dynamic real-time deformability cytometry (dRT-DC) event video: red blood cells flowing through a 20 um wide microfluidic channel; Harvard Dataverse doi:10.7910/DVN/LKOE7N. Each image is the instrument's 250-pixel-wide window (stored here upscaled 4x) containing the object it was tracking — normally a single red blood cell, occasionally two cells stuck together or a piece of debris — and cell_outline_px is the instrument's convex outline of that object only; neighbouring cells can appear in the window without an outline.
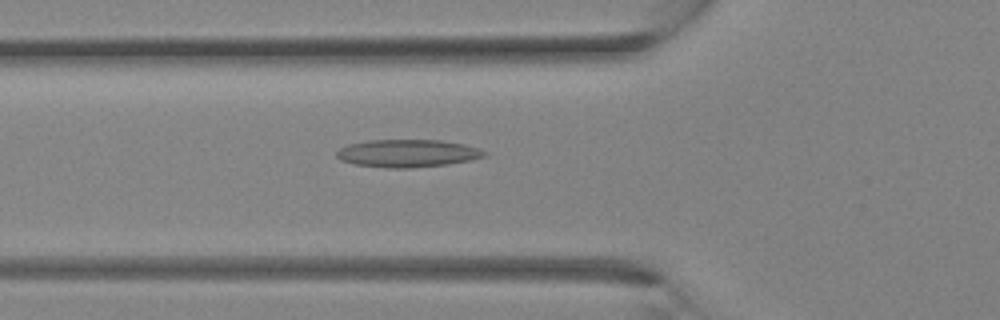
{"species": "Egyptian fruit bat (a non-hibernating species)", "species_latin": "Rousettus aegyptiacus", "temperature_condition": "room temperature", "stored_images_in_passage": 34, "camera_frame_rate_fps": 3000, "um_per_image_px": 0.085, "animal": {"sex": "female"}, "frame": {"image": 1, "passage_image": 12, "time_ms": 3.667, "image_size_px": [1000, 320], "cell_outline_px": [[488, 152], [484, 156], [472, 160], [448, 164], [412, 168], [388, 168], [356, 164], [340, 160], [336, 156], [336, 152], [340, 148], [348, 144], [368, 140], [440, 140], [464, 144]], "centroid_in_image_um": [34.63, 13.03], "position_along_channel_um": 91.2, "area_um2": 23.81}}
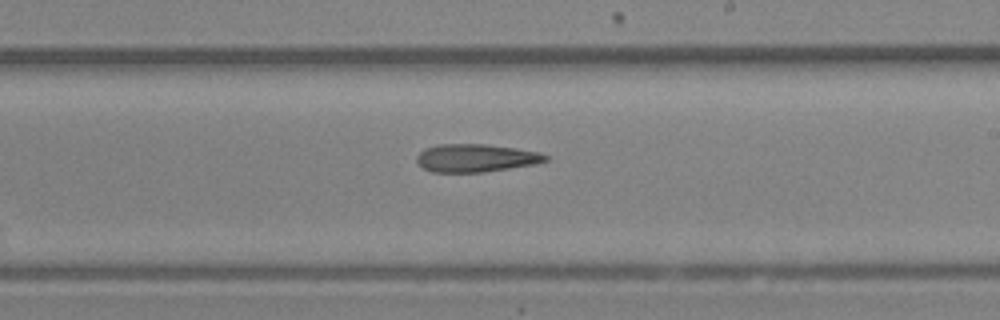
{"frame": {"image": 2, "passage_image": 20, "time_ms": 6.333, "image_size_px": [1000, 320], "cell_outline_px": [[548, 160], [536, 164], [484, 172], [432, 172], [424, 168], [416, 160], [416, 156], [424, 148], [440, 144], [484, 144], [516, 148], [540, 152], [548, 156]], "centroid_in_image_um": [40.46, 13.43], "position_along_channel_um": 248.5, "area_um2": 20.98}}
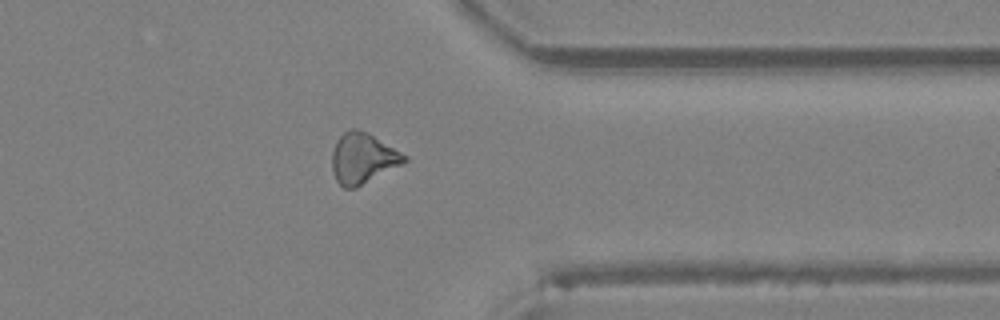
{"frame": {"image": 3, "passage_image": 27, "time_ms": 8.667, "image_size_px": [1000, 320], "cell_outline_px": [[408, 160], [356, 188], [344, 188], [336, 180], [332, 172], [332, 152], [336, 140], [344, 132], [352, 128], [356, 128], [368, 132], [408, 156]], "centroid_in_image_um": [30.81, 13.44], "position_along_channel_um": 380.6, "area_um2": 21.21}}